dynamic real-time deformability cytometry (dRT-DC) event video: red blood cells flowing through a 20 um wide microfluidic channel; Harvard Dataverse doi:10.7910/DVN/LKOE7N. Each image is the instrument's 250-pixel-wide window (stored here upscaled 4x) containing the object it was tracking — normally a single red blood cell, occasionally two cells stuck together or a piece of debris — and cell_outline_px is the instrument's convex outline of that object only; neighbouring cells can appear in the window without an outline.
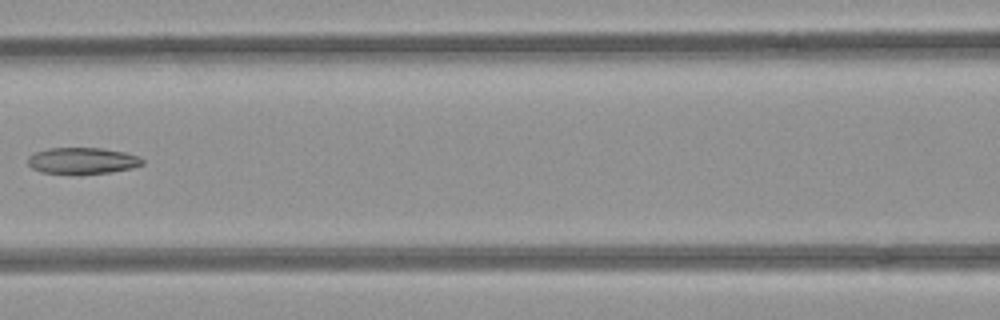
{"species": "common noctule bat (a hibernating species)", "species_latin": "Nyctalus noctula", "temperature_condition": "room temperature", "stored_images_in_passage": 7, "camera_frame_rate_fps": 3000, "um_per_image_px": 0.085, "animal": {"sex": "female", "body_mass_g": 21.9}, "frame": {"image": 1, "passage_image": 6, "time_ms": 1.667, "image_size_px": [1000, 320], "cell_outline_px": [[144, 164], [132, 168], [112, 172], [76, 176], [40, 172], [32, 168], [28, 164], [28, 156], [36, 152], [48, 148], [100, 148], [124, 152], [140, 156], [144, 160]], "centroid_in_image_um": [7.0, 13.69], "position_along_channel_um": 159.6, "area_um2": 18.21}}
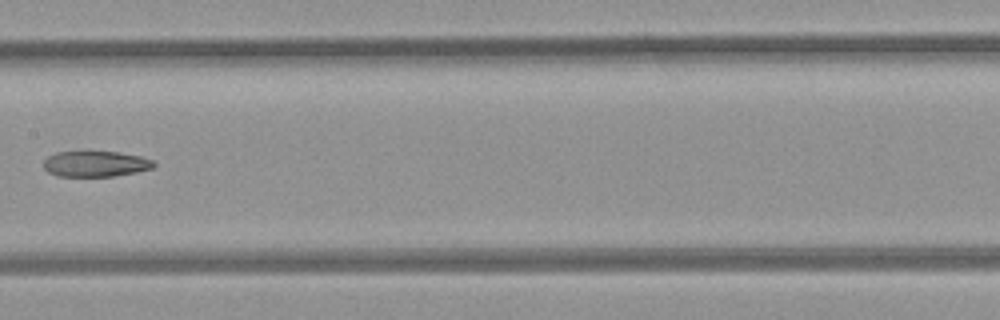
{"frame": {"image": 2, "passage_image": 7, "time_ms": 2.0, "image_size_px": [1000, 320], "cell_outline_px": [[156, 164], [152, 168], [136, 172], [112, 176], [56, 176], [48, 172], [44, 168], [44, 160], [48, 156], [56, 152], [116, 152], [140, 156], [152, 160]], "centroid_in_image_um": [8.1, 13.93], "position_along_channel_um": 199.3, "area_um2": 16.36}}